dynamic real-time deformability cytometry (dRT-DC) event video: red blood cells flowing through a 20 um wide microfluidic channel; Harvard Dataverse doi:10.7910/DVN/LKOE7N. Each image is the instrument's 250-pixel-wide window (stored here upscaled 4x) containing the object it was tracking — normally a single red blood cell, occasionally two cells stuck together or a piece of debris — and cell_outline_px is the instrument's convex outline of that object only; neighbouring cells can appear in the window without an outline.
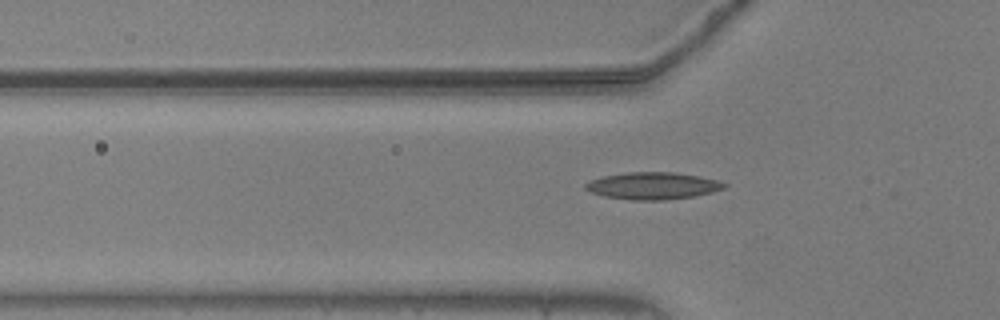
{"species": "common noctule bat (a hibernating species)", "species_latin": "Nyctalus noctula", "temperature_condition": "warm", "stored_images_in_passage": 39, "camera_frame_rate_fps": 3000, "um_per_image_px": 0.085, "animal": {"sex": "male", "body_mass_g": 20.5, "forearm_length_mm": 52.5}, "frame": {"image": 1, "passage_image": 6, "time_ms": 1.667, "image_size_px": [1000, 320], "cell_outline_px": [[728, 184], [724, 188], [712, 192], [696, 196], [664, 200], [632, 200], [604, 196], [592, 192], [584, 188], [584, 184], [600, 176], [628, 172], [676, 172], [716, 180]], "centroid_in_image_um": [55.47, 15.79], "position_along_channel_um": 70.3, "area_um2": 21.85}}
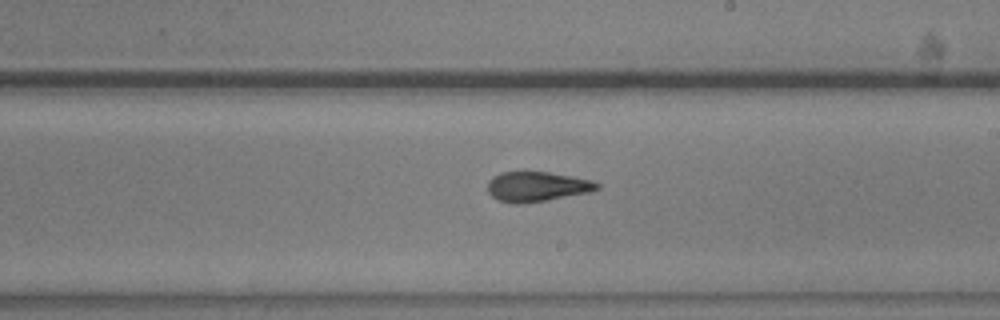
{"frame": {"image": 2, "passage_image": 20, "time_ms": 6.333, "image_size_px": [1000, 320], "cell_outline_px": [[600, 188], [588, 192], [548, 200], [524, 204], [512, 204], [496, 200], [488, 192], [488, 180], [492, 176], [500, 172], [548, 172], [572, 176], [592, 180], [600, 184]], "centroid_in_image_um": [45.6, 15.87], "position_along_channel_um": 243.4, "area_um2": 19.25}}
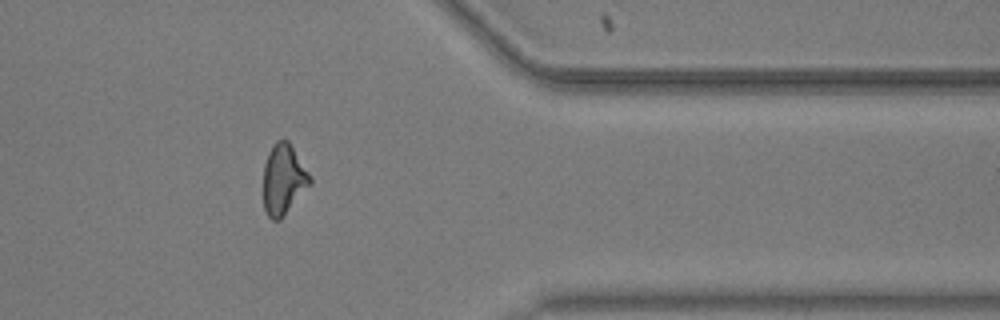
{"frame": {"image": 3, "passage_image": 33, "time_ms": 10.667, "image_size_px": [1000, 320], "cell_outline_px": [[312, 184], [280, 220], [272, 220], [268, 216], [264, 208], [264, 164], [268, 152], [272, 144], [276, 140], [288, 140], [312, 176]], "centroid_in_image_um": [24.12, 15.24], "position_along_channel_um": 387.3, "area_um2": 19.36}}